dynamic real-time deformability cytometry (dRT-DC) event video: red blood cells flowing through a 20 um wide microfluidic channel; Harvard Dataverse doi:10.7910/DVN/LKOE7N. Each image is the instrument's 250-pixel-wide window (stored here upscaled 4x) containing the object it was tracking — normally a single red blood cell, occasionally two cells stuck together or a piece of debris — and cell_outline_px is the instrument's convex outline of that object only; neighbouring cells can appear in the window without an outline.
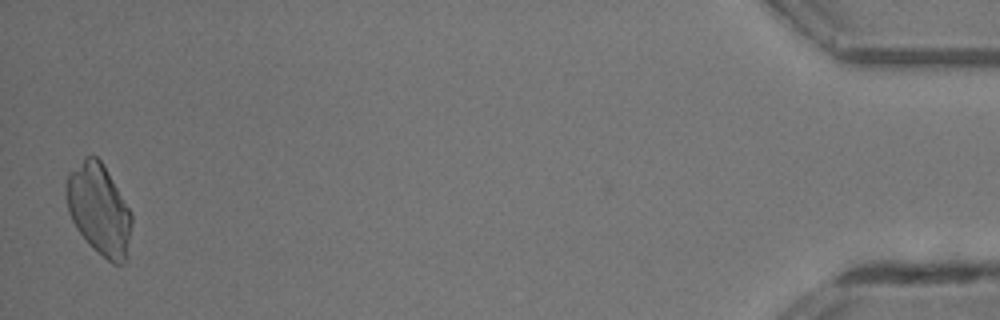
{"species": "common noctule bat (a hibernating species)", "species_latin": "Nyctalus noctula", "temperature_condition": "room temperature", "stored_images_in_passage": 30, "camera_frame_rate_fps": 3000, "um_per_image_px": 0.085, "animal": {"sex": "male", "body_mass_g": 13.3}, "frame": {"image": 1, "passage_image": 30, "time_ms": 9.667, "image_size_px": [1000, 320], "cell_outline_px": [[132, 224], [128, 260], [120, 264], [112, 264], [92, 248], [76, 228], [68, 212], [64, 188], [68, 172], [84, 156], [96, 156], [100, 160], [132, 212]], "centroid_in_image_um": [8.41, 17.83], "position_along_channel_um": 426.8, "area_um2": 35.14}}